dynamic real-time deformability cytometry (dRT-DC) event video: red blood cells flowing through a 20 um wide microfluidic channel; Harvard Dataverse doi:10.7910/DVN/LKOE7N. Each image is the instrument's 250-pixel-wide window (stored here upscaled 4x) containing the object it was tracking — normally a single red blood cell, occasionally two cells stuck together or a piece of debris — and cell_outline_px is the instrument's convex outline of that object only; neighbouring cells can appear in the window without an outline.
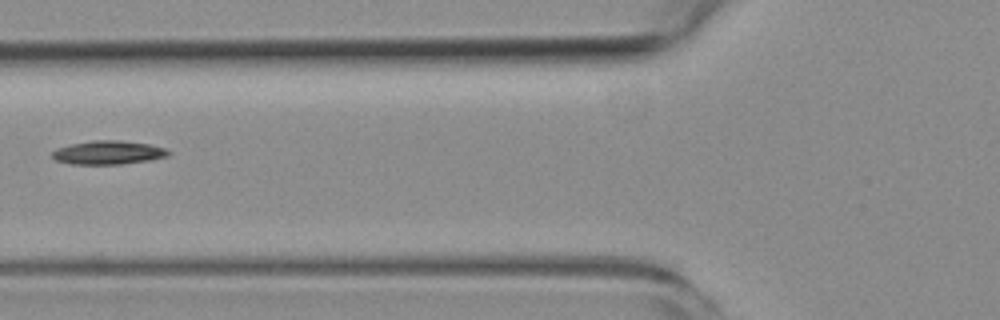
{"species": "common noctule bat (a hibernating species)", "species_latin": "Nyctalus noctula", "temperature_condition": "room temperature", "stored_images_in_passage": 4, "camera_frame_rate_fps": 3000, "um_per_image_px": 0.085, "animal": {"sex": "female", "body_mass_g": 19.3, "forearm_length_mm": 54.1}, "frame": {"image": 1, "passage_image": 3, "time_ms": 3.333, "image_size_px": [1000, 320], "cell_outline_px": [[172, 152], [168, 156], [148, 160], [120, 164], [72, 164], [56, 160], [52, 156], [52, 152], [56, 148], [72, 144], [96, 140], [120, 140], [148, 144], [164, 148]], "centroid_in_image_um": [9.2, 12.96], "position_along_channel_um": 116.6, "area_um2": 15.84}}
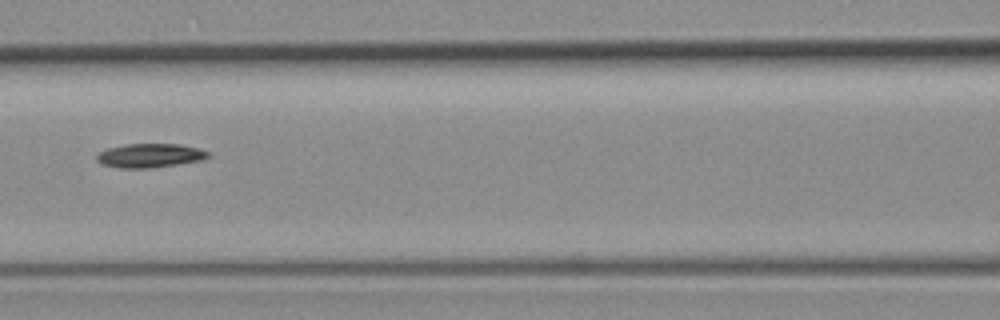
{"frame": {"image": 2, "passage_image": 4, "time_ms": 4.333, "image_size_px": [1000, 320], "cell_outline_px": [[208, 156], [200, 160], [152, 168], [120, 168], [100, 164], [96, 160], [96, 156], [100, 152], [108, 148], [124, 144], [180, 144], [200, 148], [208, 152]], "centroid_in_image_um": [12.7, 13.22], "position_along_channel_um": 153.9, "area_um2": 15.49}}